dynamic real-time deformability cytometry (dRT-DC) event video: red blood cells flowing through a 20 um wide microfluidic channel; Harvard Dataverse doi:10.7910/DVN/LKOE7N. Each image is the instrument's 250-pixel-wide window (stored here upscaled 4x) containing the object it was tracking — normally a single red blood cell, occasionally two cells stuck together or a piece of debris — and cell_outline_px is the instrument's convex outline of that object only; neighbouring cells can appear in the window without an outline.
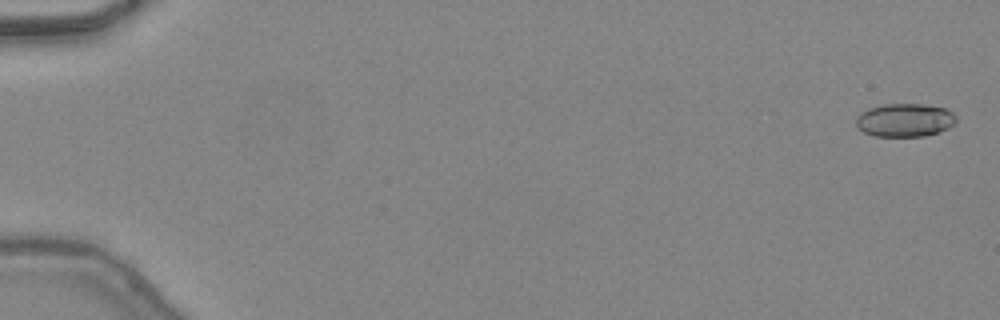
{"species": "common noctule bat (a hibernating species)", "species_latin": "Nyctalus noctula", "temperature_condition": "warm", "stored_images_in_passage": 48, "camera_frame_rate_fps": 3000, "um_per_image_px": 0.085, "animal": {"sex": "female", "body_mass_g": 24.6, "forearm_length_mm": 56.2}, "frame": {"image": 1, "passage_image": 2, "time_ms": 0.333, "image_size_px": [1000, 320], "cell_outline_px": [[956, 124], [948, 128], [924, 136], [872, 136], [864, 132], [856, 124], [856, 116], [860, 112], [868, 108], [884, 104], [924, 104], [944, 108], [952, 112], [956, 116]], "centroid_in_image_um": [76.9, 10.2], "position_along_channel_um": 8.1, "area_um2": 19.48}}
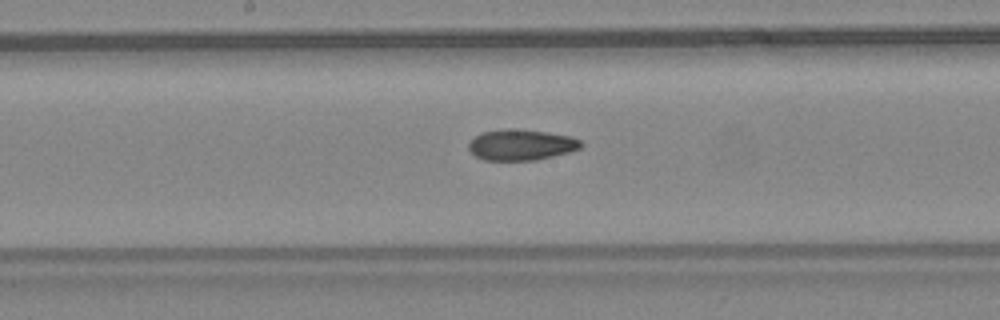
{"frame": {"image": 2, "passage_image": 27, "time_ms": 8.667, "image_size_px": [1000, 320], "cell_outline_px": [[584, 144], [580, 148], [568, 152], [536, 160], [484, 160], [476, 156], [468, 148], [468, 144], [480, 132], [516, 128], [572, 136], [580, 140]], "centroid_in_image_um": [44.31, 12.31], "position_along_channel_um": 203.9, "area_um2": 20.06}}
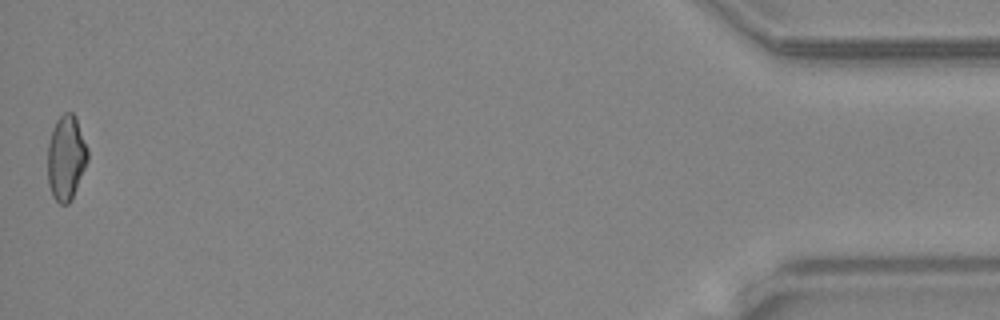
{"frame": {"image": 3, "passage_image": 48, "time_ms": 15.667, "image_size_px": [1000, 320], "cell_outline_px": [[88, 160], [72, 200], [68, 204], [60, 204], [52, 196], [48, 184], [48, 144], [52, 128], [56, 120], [64, 112], [72, 112], [76, 116], [88, 148]], "centroid_in_image_um": [5.62, 13.4], "position_along_channel_um": 429.6, "area_um2": 20.06}, "authors_computed_cell_mechanics": {"area_um2": 20.0566, "velocity_mm_per_s": 4.4746, "shape_relaxation_time_tau1_ms": null, "shape_relaxation_time_tau2_ms": 2.5821, "deformation_change_tau1": null, "deformation_change_tau2": 0.0978}}